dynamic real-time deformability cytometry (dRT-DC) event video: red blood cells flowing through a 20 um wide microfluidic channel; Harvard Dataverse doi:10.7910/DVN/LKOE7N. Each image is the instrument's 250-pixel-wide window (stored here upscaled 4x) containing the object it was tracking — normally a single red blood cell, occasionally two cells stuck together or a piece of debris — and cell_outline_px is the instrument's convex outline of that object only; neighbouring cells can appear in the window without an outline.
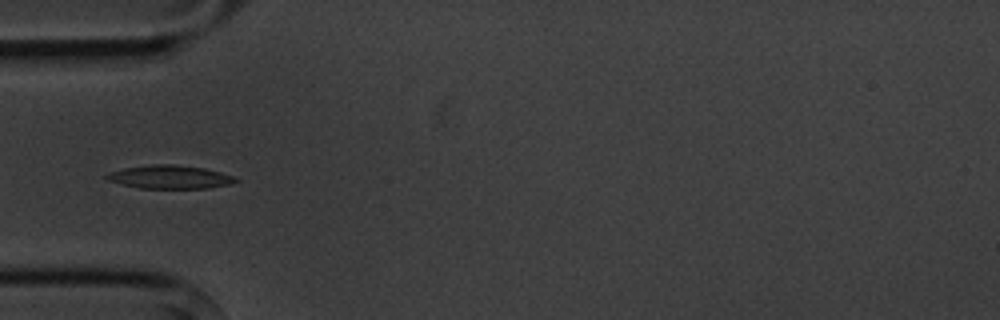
{"species": "common noctule bat (a hibernating species)", "species_latin": "Nyctalus noctula", "temperature_condition": "cold", "stored_images_in_passage": 11, "camera_frame_rate_fps": 3000, "um_per_image_px": 0.085, "animal": {"sex": "male", "body_mass_g": 20.1, "forearm_length_mm": 53.5}, "frame": {"image": 1, "passage_image": 5, "time_ms": 5.333, "image_size_px": [1000, 320], "cell_outline_px": [[240, 180], [228, 184], [208, 188], [136, 188], [108, 180], [104, 176], [112, 172], [124, 168], [152, 164], [176, 164], [204, 168], [220, 172], [232, 176]], "centroid_in_image_um": [14.43, 15.04], "position_along_channel_um": 70.6, "area_um2": 17.4}}
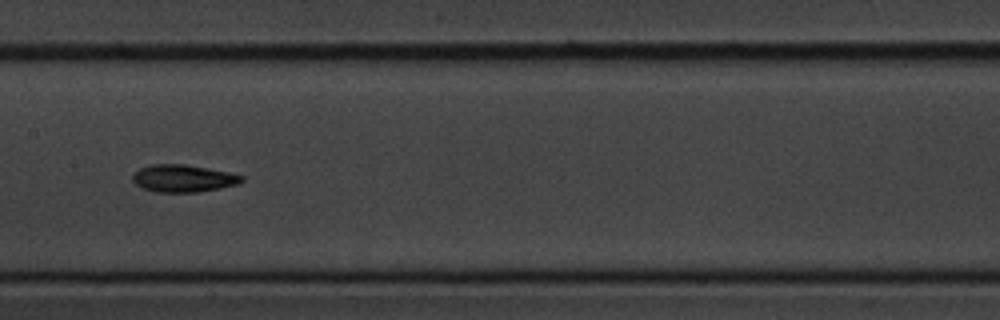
{"frame": {"image": 2, "passage_image": 8, "time_ms": 8.667, "image_size_px": [1000, 320], "cell_outline_px": [[244, 180], [236, 184], [220, 188], [196, 192], [156, 192], [144, 188], [136, 184], [132, 180], [132, 176], [140, 168], [152, 164], [184, 164], [244, 176]], "centroid_in_image_um": [15.53, 15.17], "position_along_channel_um": 191.9, "area_um2": 16.99}}
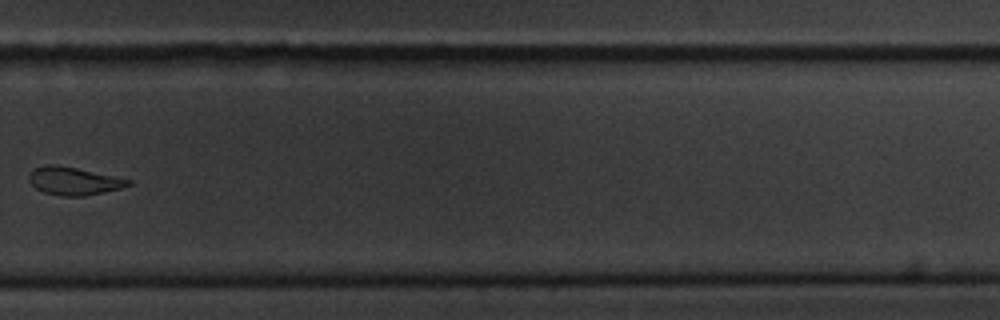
{"frame": {"image": 3, "passage_image": 11, "time_ms": 12.333, "image_size_px": [1000, 320], "cell_outline_px": [[132, 184], [120, 188], [104, 192], [84, 196], [60, 196], [44, 192], [36, 188], [28, 180], [28, 176], [36, 168], [44, 164], [56, 164], [76, 168], [132, 180]], "centroid_in_image_um": [6.25, 15.39], "position_along_channel_um": 323.5, "area_um2": 16.01}}